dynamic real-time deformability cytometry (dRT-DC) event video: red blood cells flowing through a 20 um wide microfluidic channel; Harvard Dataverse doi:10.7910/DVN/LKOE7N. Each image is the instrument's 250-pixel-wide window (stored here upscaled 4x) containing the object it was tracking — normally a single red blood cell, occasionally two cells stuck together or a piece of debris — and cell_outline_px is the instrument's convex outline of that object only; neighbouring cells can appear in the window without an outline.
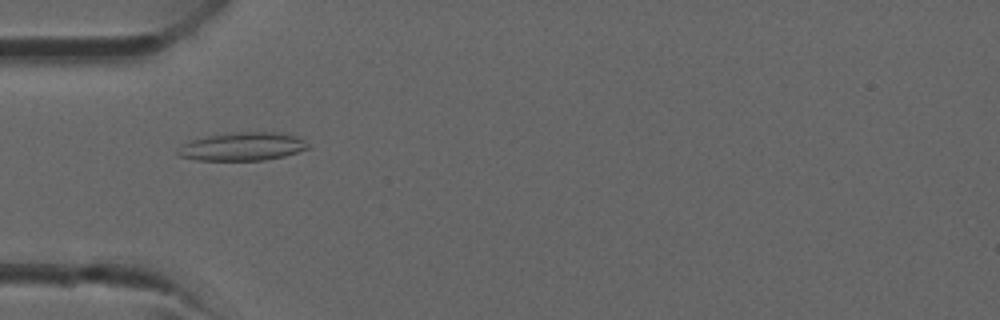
{"species": "common noctule bat (a hibernating species)", "species_latin": "Nyctalus noctula", "temperature_condition": "room temperature", "stored_images_in_passage": 38, "camera_frame_rate_fps": 3000, "um_per_image_px": 0.085, "animal": {"sex": "male", "forearm_length_mm": 52.5}, "frame": {"image": 1, "passage_image": 12, "time_ms": 3.667, "image_size_px": [1000, 320], "cell_outline_px": [[312, 148], [284, 156], [264, 160], [196, 160], [180, 156], [176, 152], [188, 140], [208, 136], [236, 132], [280, 132], [296, 136], [304, 140]], "centroid_in_image_um": [20.65, 12.45], "position_along_channel_um": 64.4, "area_um2": 21.44}}
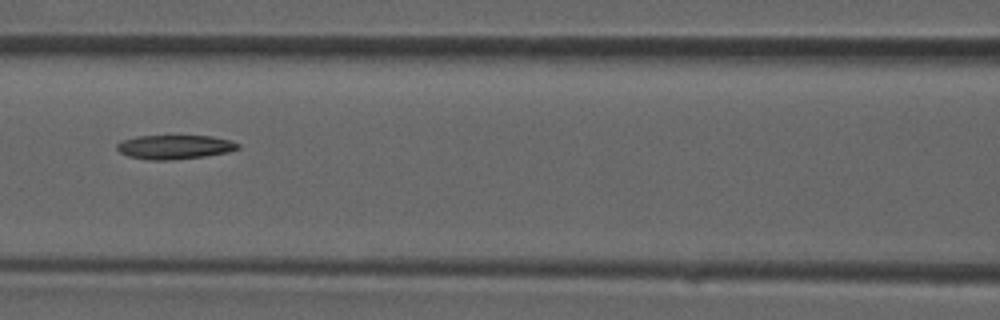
{"frame": {"image": 2, "passage_image": 17, "time_ms": 5.333, "image_size_px": [1000, 320], "cell_outline_px": [[240, 148], [228, 152], [204, 156], [172, 160], [148, 160], [128, 156], [120, 152], [116, 148], [116, 144], [124, 140], [136, 136], [212, 136], [232, 140], [240, 144]], "centroid_in_image_um": [14.87, 12.49], "position_along_channel_um": 151.7, "area_um2": 17.05}}
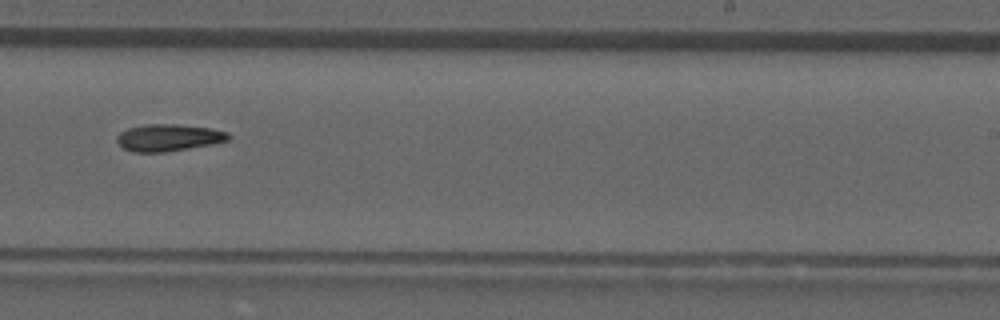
{"frame": {"image": 3, "passage_image": 24, "time_ms": 7.667, "image_size_px": [1000, 320], "cell_outline_px": [[232, 136], [228, 140], [212, 144], [164, 152], [132, 152], [124, 148], [116, 140], [116, 136], [120, 132], [128, 128], [144, 124], [176, 124], [212, 128], [228, 132]], "centroid_in_image_um": [14.33, 11.69], "position_along_channel_um": 274.7, "area_um2": 17.57}}